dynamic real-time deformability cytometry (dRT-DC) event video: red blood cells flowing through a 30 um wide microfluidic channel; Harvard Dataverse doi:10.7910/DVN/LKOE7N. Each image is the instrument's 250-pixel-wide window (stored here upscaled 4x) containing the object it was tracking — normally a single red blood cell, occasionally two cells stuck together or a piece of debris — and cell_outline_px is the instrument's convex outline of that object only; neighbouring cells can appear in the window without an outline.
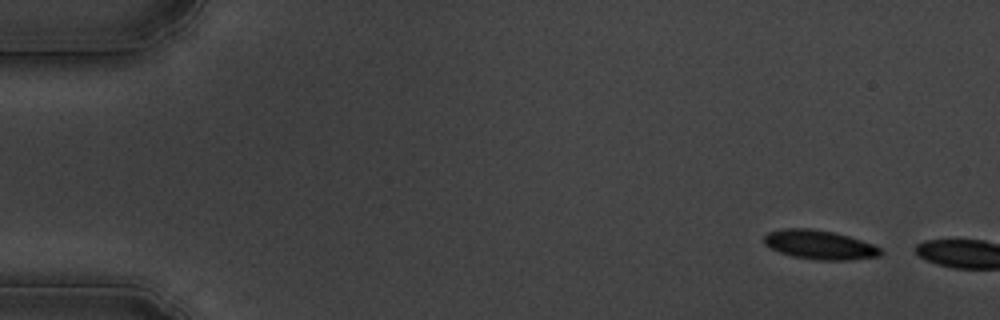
{"species": "common noctule bat (a hibernating species)", "species_latin": "Nyctalus noctula", "temperature_condition": "cold", "stored_images_in_passage": 10, "camera_frame_rate_fps": 3000, "um_per_image_px": 0.085, "animal": {"sex": "male", "body_mass_g": 19.5, "forearm_length_mm": 54.6}, "frame": {"image": 1, "passage_image": 1, "time_ms": 0.0, "image_size_px": [1000, 320], "cell_outline_px": [[884, 252], [880, 256], [852, 260], [816, 260], [792, 256], [780, 252], [764, 244], [764, 236], [768, 232], [784, 228], [812, 228], [832, 232], [848, 236], [872, 244], [880, 248]], "centroid_in_image_um": [69.67, 20.81], "position_along_channel_um": 15.3, "area_um2": 19.77}}